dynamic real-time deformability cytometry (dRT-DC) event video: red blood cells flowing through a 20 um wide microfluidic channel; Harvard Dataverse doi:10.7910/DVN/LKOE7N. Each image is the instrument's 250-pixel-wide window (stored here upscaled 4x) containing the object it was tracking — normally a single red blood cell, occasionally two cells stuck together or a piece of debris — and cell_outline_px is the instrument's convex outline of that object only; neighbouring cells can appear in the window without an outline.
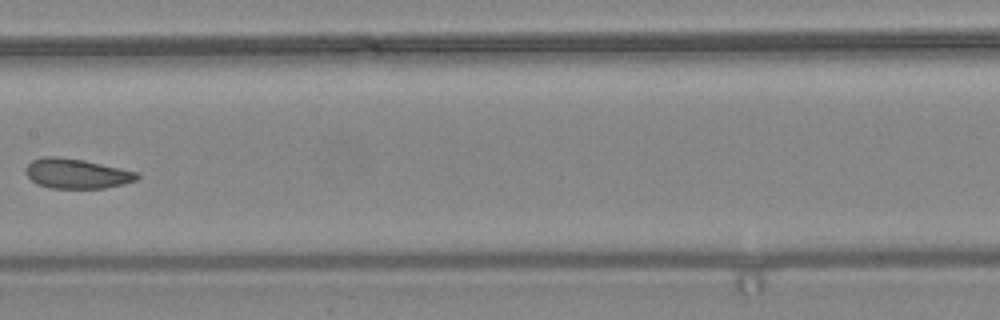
{"species": "common noctule bat (a hibernating species)", "species_latin": "Nyctalus noctula", "temperature_condition": "warm", "stored_images_in_passage": 8, "camera_frame_rate_fps": 3000, "um_per_image_px": 0.085, "animal": {"sex": "female", "body_mass_g": 24.6, "forearm_length_mm": 56.2}, "frame": {"image": 1, "passage_image": 8, "time_ms": 2.333, "image_size_px": [1000, 320], "cell_outline_px": [[140, 176], [136, 180], [124, 184], [104, 188], [52, 188], [36, 184], [24, 172], [24, 168], [32, 160], [44, 156], [56, 156], [84, 160], [120, 168], [136, 172]], "centroid_in_image_um": [6.48, 14.75], "position_along_channel_um": 200.9, "area_um2": 19.36}}